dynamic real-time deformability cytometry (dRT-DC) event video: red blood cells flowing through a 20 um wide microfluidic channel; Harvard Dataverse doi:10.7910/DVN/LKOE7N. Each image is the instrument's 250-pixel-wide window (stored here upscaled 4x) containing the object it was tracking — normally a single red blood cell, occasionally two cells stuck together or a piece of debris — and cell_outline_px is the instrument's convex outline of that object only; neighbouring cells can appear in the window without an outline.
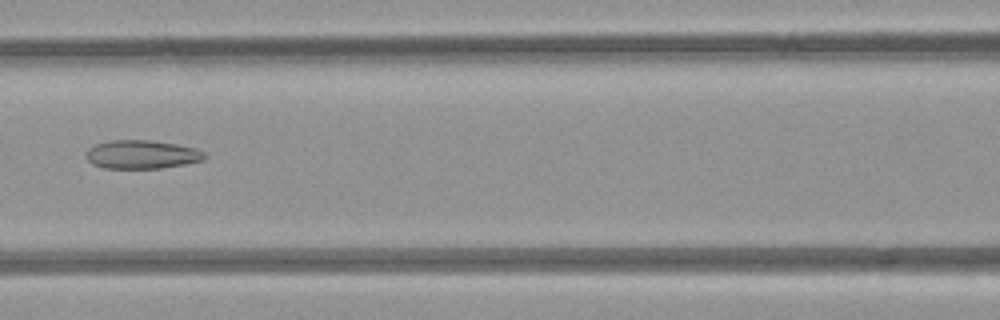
{"species": "common noctule bat (a hibernating species)", "species_latin": "Nyctalus noctula", "temperature_condition": "room temperature", "stored_images_in_passage": 3, "camera_frame_rate_fps": 3000, "um_per_image_px": 0.085, "animal": {"sex": "female", "body_mass_g": 21.9}, "frame": {"image": 1, "passage_image": 3, "time_ms": 2.0, "image_size_px": [1000, 320], "cell_outline_px": [[204, 160], [184, 164], [160, 168], [104, 168], [92, 164], [84, 156], [84, 152], [88, 148], [96, 144], [112, 140], [148, 140], [176, 144], [196, 148], [204, 152]], "centroid_in_image_um": [12.0, 13.13], "position_along_channel_um": 154.6, "area_um2": 19.71}}